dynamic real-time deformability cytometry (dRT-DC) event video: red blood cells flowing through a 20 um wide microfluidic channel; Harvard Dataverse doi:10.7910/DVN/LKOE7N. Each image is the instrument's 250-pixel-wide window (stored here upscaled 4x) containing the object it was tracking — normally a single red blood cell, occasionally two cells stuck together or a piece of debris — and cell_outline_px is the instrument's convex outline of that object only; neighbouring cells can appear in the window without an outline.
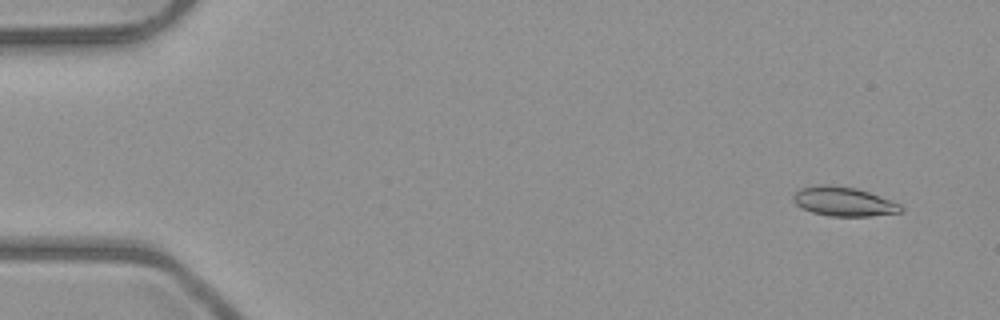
{"species": "common noctule bat (a hibernating species)", "species_latin": "Nyctalus noctula", "temperature_condition": "room temperature", "stored_images_in_passage": 6, "camera_frame_rate_fps": 3000, "um_per_image_px": 0.085, "animal": {"sex": "male", "body_mass_g": 23.1, "forearm_length_mm": 52.7}, "frame": {"image": 1, "passage_image": 1, "time_ms": 0.0, "image_size_px": [1000, 320], "cell_outline_px": [[904, 212], [872, 216], [832, 216], [812, 212], [796, 204], [792, 200], [792, 196], [800, 188], [824, 184], [852, 188], [868, 192], [900, 204], [904, 208]], "centroid_in_image_um": [71.72, 17.15], "position_along_channel_um": 13.3, "area_um2": 18.03}}
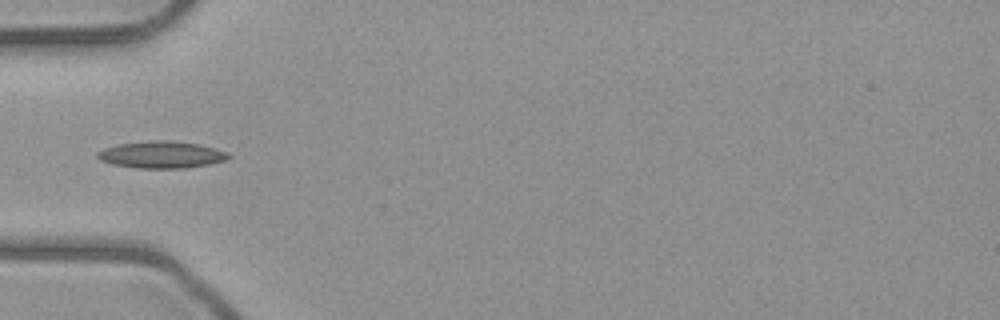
{"frame": {"image": 2, "passage_image": 5, "time_ms": 4.667, "image_size_px": [1000, 320], "cell_outline_px": [[232, 156], [224, 160], [208, 164], [184, 168], [136, 168], [112, 164], [100, 160], [96, 156], [96, 152], [104, 148], [120, 144], [156, 140], [164, 140], [196, 144], [228, 152]], "centroid_in_image_um": [13.68, 13.16], "position_along_channel_um": 71.3, "area_um2": 20.23}}
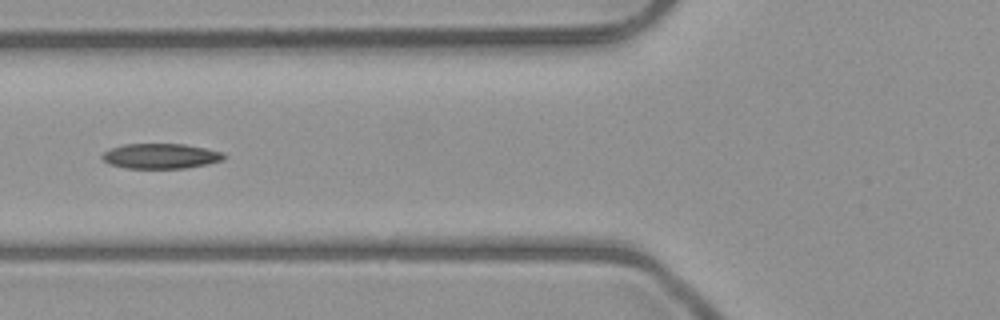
{"frame": {"image": 3, "passage_image": 6, "time_ms": 5.667, "image_size_px": [1000, 320], "cell_outline_px": [[228, 156], [224, 160], [208, 164], [184, 168], [128, 168], [108, 164], [100, 156], [104, 152], [112, 148], [124, 144], [184, 144], [224, 152]], "centroid_in_image_um": [13.7, 13.27], "position_along_channel_um": 112.1, "area_um2": 17.86}}